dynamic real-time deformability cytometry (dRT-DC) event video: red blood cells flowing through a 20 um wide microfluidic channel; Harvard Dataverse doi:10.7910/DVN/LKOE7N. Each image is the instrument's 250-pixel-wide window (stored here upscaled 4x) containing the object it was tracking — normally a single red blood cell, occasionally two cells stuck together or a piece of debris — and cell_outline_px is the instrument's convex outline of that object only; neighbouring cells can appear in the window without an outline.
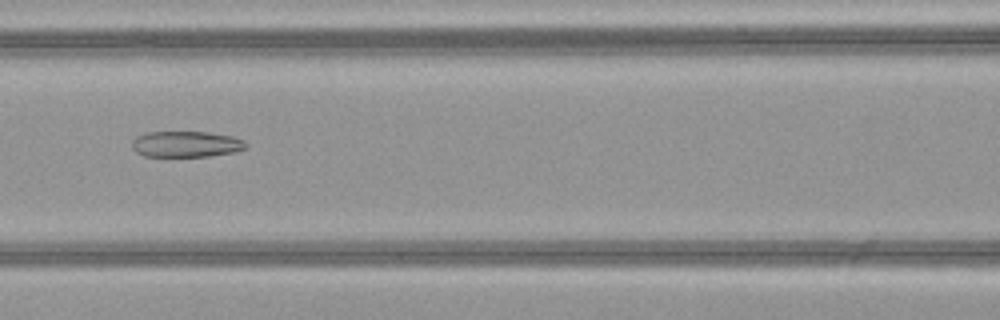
{"species": "common noctule bat (a hibernating species)", "species_latin": "Nyctalus noctula", "temperature_condition": "warm", "stored_images_in_passage": 34, "camera_frame_rate_fps": 3000, "um_per_image_px": 0.085, "animal": {"sex": "female", "body_mass_g": 21.9}, "frame": {"image": 1, "passage_image": 7, "time_ms": 2.0, "image_size_px": [1000, 320], "cell_outline_px": [[248, 144], [244, 148], [236, 152], [212, 156], [144, 156], [136, 152], [132, 148], [132, 140], [136, 136], [148, 132], [208, 132], [232, 136], [244, 140]], "centroid_in_image_um": [15.83, 12.25], "position_along_channel_um": 150.8, "area_um2": 17.34}}
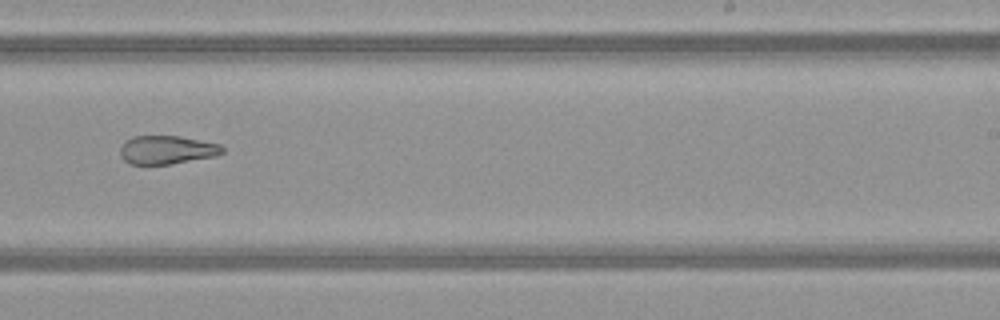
{"frame": {"image": 2, "passage_image": 16, "time_ms": 5.0, "image_size_px": [1000, 320], "cell_outline_px": [[224, 152], [216, 156], [172, 164], [132, 164], [124, 160], [120, 156], [120, 148], [132, 136], [180, 136], [220, 144], [224, 148]], "centroid_in_image_um": [14.21, 12.74], "position_along_channel_um": 274.8, "area_um2": 16.94}}
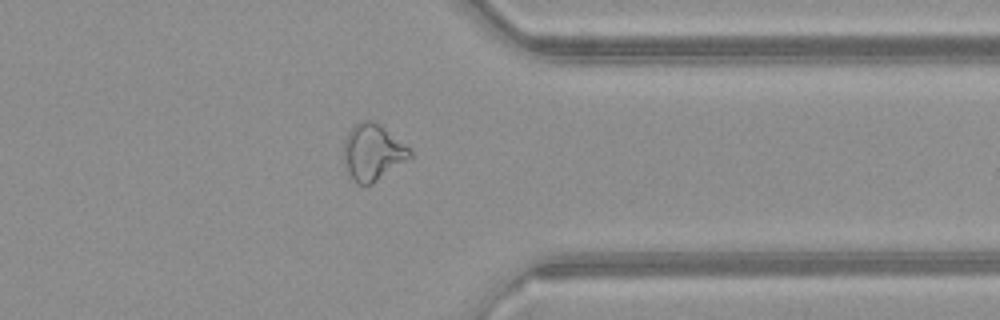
{"frame": {"image": 3, "passage_image": 24, "time_ms": 7.667, "image_size_px": [1000, 320], "cell_outline_px": [[412, 156], [408, 160], [372, 184], [356, 184], [352, 180], [344, 164], [344, 140], [348, 132], [360, 120], [372, 120], [380, 124], [408, 148], [412, 152]], "centroid_in_image_um": [31.66, 12.95], "position_along_channel_um": 379.7, "area_um2": 21.62}, "authors_computed_cell_mechanics": {"area_um2": 19.3341, "velocity_mm_per_s": 4.1488, "shape_relaxation_time_tau1_ms": null, "shape_relaxation_time_tau2_ms": 3.3763, "deformation_change_tau1": null, "deformation_change_tau2": 0.1204}}